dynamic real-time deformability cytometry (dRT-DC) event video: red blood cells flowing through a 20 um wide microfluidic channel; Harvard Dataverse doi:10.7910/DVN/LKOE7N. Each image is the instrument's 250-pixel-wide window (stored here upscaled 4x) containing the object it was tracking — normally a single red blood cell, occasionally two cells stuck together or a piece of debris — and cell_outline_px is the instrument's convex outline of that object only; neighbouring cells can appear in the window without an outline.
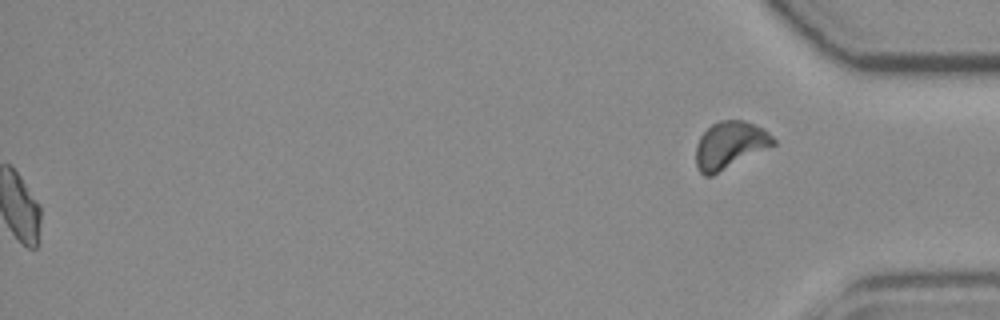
{"species": "common noctule bat (a hibernating species)", "species_latin": "Nyctalus noctula", "temperature_condition": "room temperature", "stored_images_in_passage": 55, "segment_of_instrument_passage": [2, 2], "camera_frame_rate_fps": 3000, "um_per_image_px": 0.085, "animal": {"sex": "female", "body_mass_g": 19.3, "forearm_length_mm": 54.1}, "frame": {"image": 1, "passage_image": 55, "time_ms": 18.0, "image_size_px": [1000, 320], "cell_outline_px": [[776, 144], [712, 176], [704, 176], [700, 172], [696, 164], [696, 144], [700, 136], [712, 124], [720, 120], [744, 120], [764, 128], [776, 140]], "centroid_in_image_um": [62.04, 12.33], "position_along_channel_um": 373.2, "area_um2": 21.33}}